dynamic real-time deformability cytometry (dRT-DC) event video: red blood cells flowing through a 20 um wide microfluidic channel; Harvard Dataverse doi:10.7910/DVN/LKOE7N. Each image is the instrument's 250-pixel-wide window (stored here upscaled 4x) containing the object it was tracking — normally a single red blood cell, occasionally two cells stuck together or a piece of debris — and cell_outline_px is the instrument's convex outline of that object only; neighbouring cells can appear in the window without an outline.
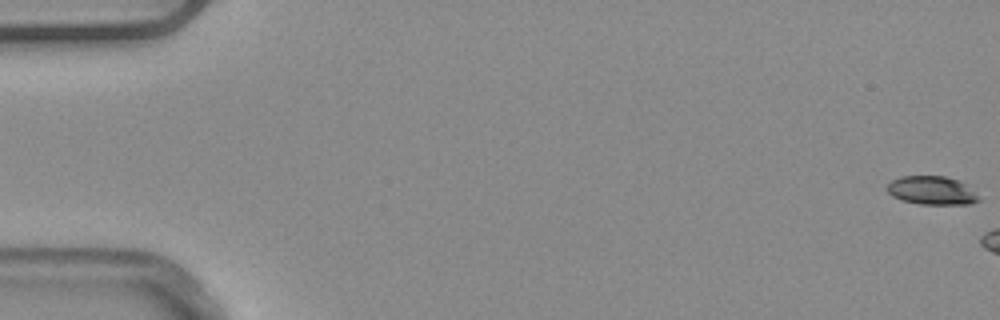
{"species": "common noctule bat (a hibernating species)", "species_latin": "Nyctalus noctula", "temperature_condition": "warm", "stored_images_in_passage": 3, "camera_frame_rate_fps": 3000, "um_per_image_px": 0.085, "animal": {"sex": "male", "body_mass_g": 20.4}, "frame": {"image": 1, "passage_image": 1, "time_ms": 0.0, "image_size_px": [1000, 320], "cell_outline_px": [[984, 200], [972, 204], [920, 204], [900, 200], [892, 196], [884, 188], [892, 180], [900, 176], [944, 176], [960, 180], [968, 184]], "centroid_in_image_um": [79.26, 16.19], "position_along_channel_um": 5.7, "area_um2": 15.72}}